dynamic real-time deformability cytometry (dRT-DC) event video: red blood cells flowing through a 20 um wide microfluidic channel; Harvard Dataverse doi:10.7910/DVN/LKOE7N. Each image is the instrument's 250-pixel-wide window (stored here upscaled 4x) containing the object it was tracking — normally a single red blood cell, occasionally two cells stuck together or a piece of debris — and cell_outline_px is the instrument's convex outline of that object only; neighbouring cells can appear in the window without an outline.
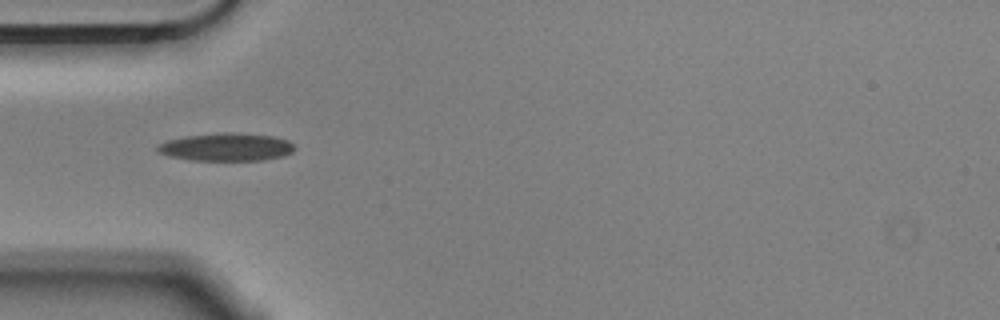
{"species": "Egyptian fruit bat (a non-hibernating species)", "species_latin": "Rousettus aegyptiacus", "temperature_condition": "cold", "stored_images_in_passage": 4, "camera_frame_rate_fps": 3000, "um_per_image_px": 0.085, "animal": {"sex": "male"}, "frame": {"image": 1, "passage_image": 1, "time_ms": 0.0, "image_size_px": [1000, 320], "cell_outline_px": [[296, 148], [292, 152], [284, 156], [264, 160], [188, 160], [168, 156], [156, 152], [156, 144], [168, 140], [184, 136], [224, 132], [232, 132], [272, 136], [288, 140]], "centroid_in_image_um": [19.2, 12.5], "position_along_channel_um": 65.8, "area_um2": 22.48}}
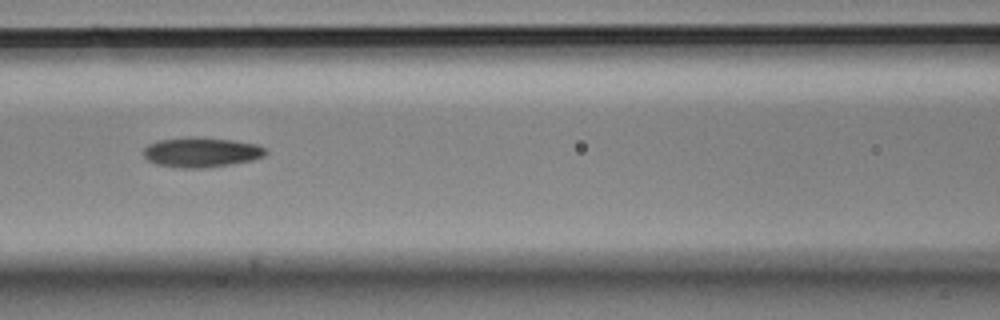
{"frame": {"image": 2, "passage_image": 3, "time_ms": 0.667, "image_size_px": [1000, 320], "cell_outline_px": [[268, 152], [264, 156], [252, 160], [232, 164], [208, 168], [180, 168], [156, 164], [148, 160], [144, 156], [144, 148], [148, 144], [160, 140], [192, 136], [232, 140], [256, 144], [264, 148]], "centroid_in_image_um": [17.11, 12.95], "position_along_channel_um": 149.5, "area_um2": 21.33}}
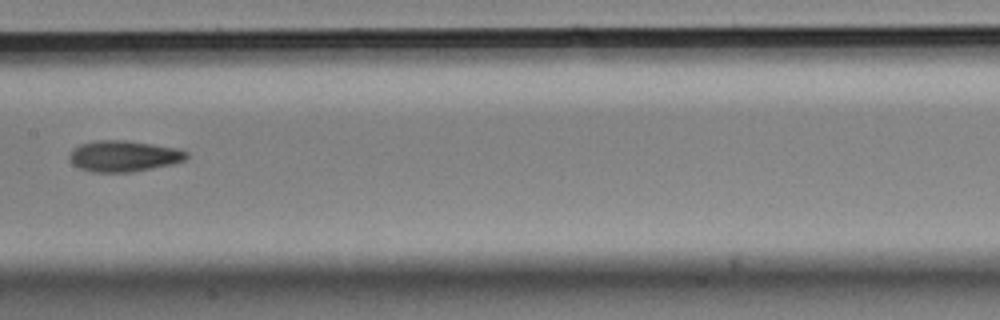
{"frame": {"image": 3, "passage_image": 4, "time_ms": 1.0, "image_size_px": [1000, 320], "cell_outline_px": [[188, 156], [184, 160], [172, 164], [132, 172], [88, 172], [72, 164], [68, 160], [68, 156], [72, 148], [80, 144], [96, 140], [124, 140], [152, 144], [176, 148], [188, 152]], "centroid_in_image_um": [10.46, 13.27], "position_along_channel_um": 196.9, "area_um2": 21.33}}